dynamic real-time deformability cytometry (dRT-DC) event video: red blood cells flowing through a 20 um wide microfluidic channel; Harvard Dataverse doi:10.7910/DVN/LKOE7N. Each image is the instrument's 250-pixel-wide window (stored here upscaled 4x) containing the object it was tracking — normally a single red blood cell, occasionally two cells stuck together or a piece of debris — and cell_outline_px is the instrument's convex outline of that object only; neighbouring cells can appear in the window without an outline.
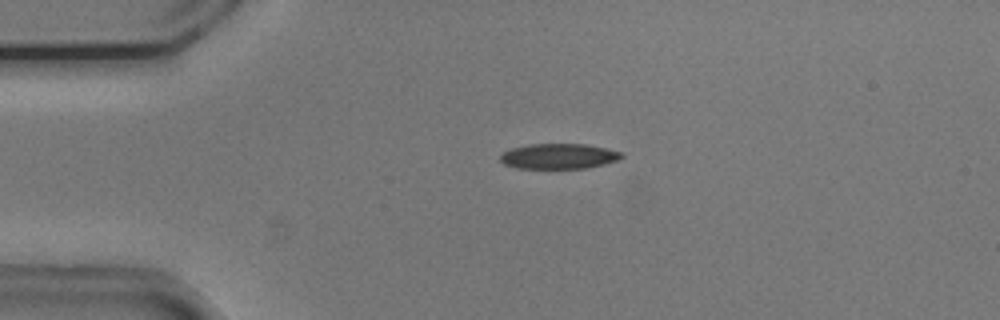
{"species": "common noctule bat (a hibernating species)", "species_latin": "Nyctalus noctula", "temperature_condition": "cold", "stored_images_in_passage": 54, "camera_frame_rate_fps": 3000, "um_per_image_px": 0.085, "animal": {"sex": "male", "body_mass_g": 20.5, "forearm_length_mm": 52.5}, "frame": {"image": 1, "passage_image": 12, "time_ms": 3.667, "image_size_px": [1000, 320], "cell_outline_px": [[624, 156], [620, 160], [604, 164], [584, 168], [516, 168], [504, 164], [500, 160], [500, 156], [504, 152], [512, 148], [528, 144], [584, 144], [608, 148], [624, 152]], "centroid_in_image_um": [47.54, 13.27], "position_along_channel_um": 37.5, "area_um2": 17.98}}
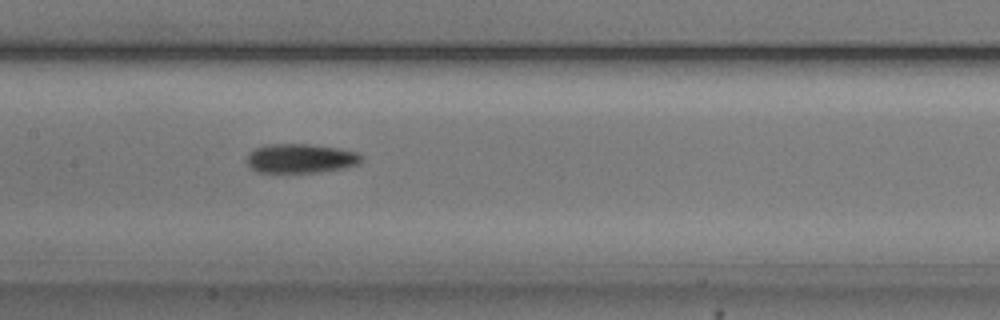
{"frame": {"image": 2, "passage_image": 26, "time_ms": 8.333, "image_size_px": [1000, 320], "cell_outline_px": [[364, 156], [360, 164], [344, 168], [320, 172], [256, 172], [248, 164], [248, 152], [264, 144], [308, 144], [340, 148], [356, 152]], "centroid_in_image_um": [25.59, 13.46], "position_along_channel_um": 181.8, "area_um2": 19.65}}
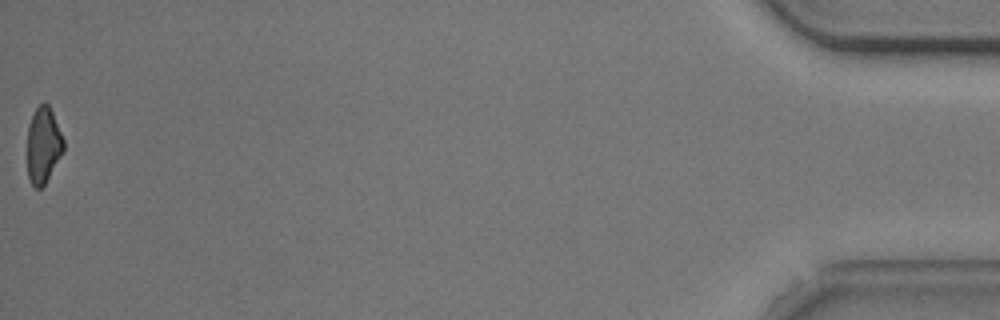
{"frame": {"image": 3, "passage_image": 54, "time_ms": 17.667, "image_size_px": [1000, 320], "cell_outline_px": [[64, 152], [44, 184], [40, 188], [36, 188], [32, 184], [28, 176], [28, 128], [32, 116], [36, 108], [40, 104], [48, 104], [52, 112], [64, 140]], "centroid_in_image_um": [3.69, 12.35], "position_along_channel_um": 431.5, "area_um2": 15.78}, "authors_computed_cell_mechanics": {"area_um2": 18.6116, "velocity_mm_per_s": 3.7377, "shape_relaxation_time_tau1_ms": 5.7769, "shape_relaxation_time_tau2_ms": 7.8403, "deformation_change_tau1": 0.1549, "deformation_change_tau2": 0.1815}}